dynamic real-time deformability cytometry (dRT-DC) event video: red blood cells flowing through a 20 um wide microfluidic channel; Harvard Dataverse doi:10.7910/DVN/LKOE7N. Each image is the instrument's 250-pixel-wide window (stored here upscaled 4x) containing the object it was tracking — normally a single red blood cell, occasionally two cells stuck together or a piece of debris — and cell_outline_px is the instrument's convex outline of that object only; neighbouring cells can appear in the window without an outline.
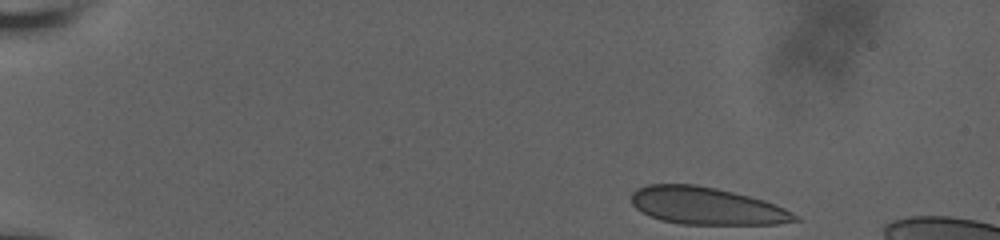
{"species": "human", "species_latin": "Homo sapiens", "temperature_condition": "room temperature", "stored_images_in_passage": 52, "camera_frame_rate_fps": 3000, "um_per_image_px": 0.085, "donor": {"sex": "male"}, "frame": {"image": 1, "passage_image": 1, "time_ms": 0.0, "image_size_px": [1000, 240], "cell_outline_px": [[804, 220], [776, 224], [680, 224], [660, 220], [636, 208], [632, 204], [632, 192], [636, 188], [648, 184], [696, 184], [716, 188], [764, 200], [776, 204], [800, 216]], "centroid_in_image_um": [60.09, 17.5], "position_along_channel_um": 24.9, "area_um2": 35.6}}
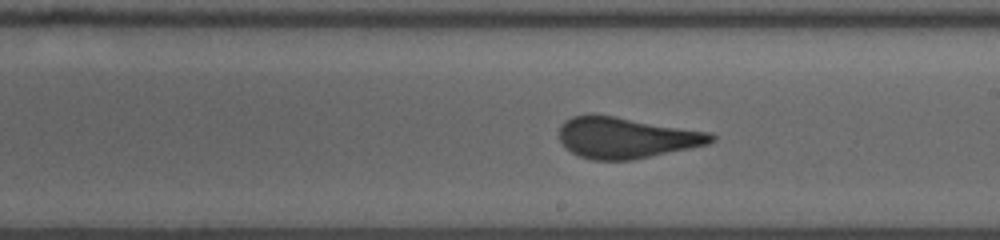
{"frame": {"image": 2, "passage_image": 28, "time_ms": 9.0, "image_size_px": [1000, 240], "cell_outline_px": [[716, 140], [708, 144], [632, 160], [592, 160], [580, 156], [572, 152], [560, 140], [560, 124], [564, 120], [572, 116], [592, 112], [712, 132], [716, 136]], "centroid_in_image_um": [53.23, 11.67], "position_along_channel_um": 235.8, "area_um2": 36.7}}
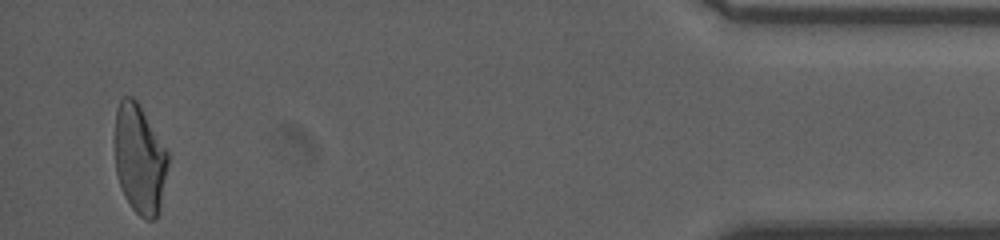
{"frame": {"image": 3, "passage_image": 49, "time_ms": 16.0, "image_size_px": [1000, 240], "cell_outline_px": [[168, 164], [160, 212], [156, 220], [144, 220], [132, 208], [124, 196], [120, 188], [116, 172], [112, 140], [116, 108], [120, 96], [132, 96], [136, 100], [168, 152]], "centroid_in_image_um": [11.82, 13.52], "position_along_channel_um": 423.4, "area_um2": 34.85}}